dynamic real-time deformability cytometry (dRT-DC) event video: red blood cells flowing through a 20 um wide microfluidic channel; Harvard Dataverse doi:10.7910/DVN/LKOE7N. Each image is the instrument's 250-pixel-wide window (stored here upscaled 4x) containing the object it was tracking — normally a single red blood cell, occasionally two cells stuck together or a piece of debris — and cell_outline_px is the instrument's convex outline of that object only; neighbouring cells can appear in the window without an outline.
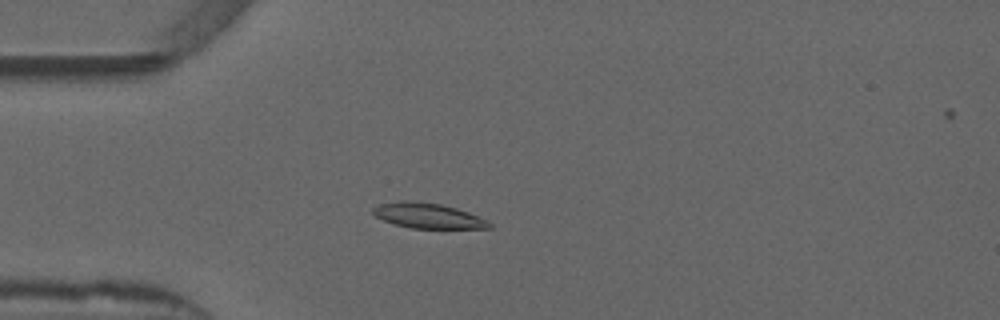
{"species": "common noctule bat (a hibernating species)", "species_latin": "Nyctalus noctula", "temperature_condition": "warm", "stored_images_in_passage": 49, "camera_frame_rate_fps": 3000, "um_per_image_px": 0.085, "animal": {"sex": "male", "forearm_length_mm": 52.5}, "frame": {"image": 1, "passage_image": 10, "time_ms": 3.0, "image_size_px": [1000, 320], "cell_outline_px": [[492, 228], [412, 228], [396, 224], [384, 220], [376, 216], [372, 212], [372, 208], [380, 204], [400, 200], [404, 200], [440, 204], [456, 208], [468, 212], [488, 220], [492, 224]], "centroid_in_image_um": [36.39, 18.33], "position_along_channel_um": 48.6, "area_um2": 16.88}}
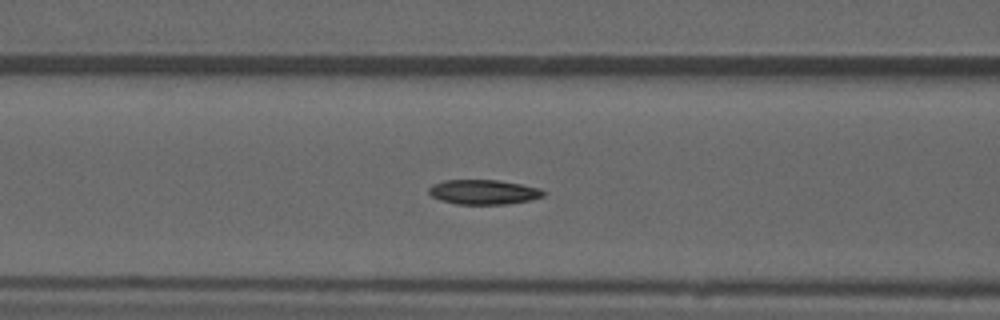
{"frame": {"image": 2, "passage_image": 17, "time_ms": 5.333, "image_size_px": [1000, 320], "cell_outline_px": [[548, 192], [544, 196], [528, 200], [508, 204], [456, 204], [440, 200], [432, 196], [428, 192], [428, 188], [432, 184], [444, 180], [500, 180], [540, 188]], "centroid_in_image_um": [41.1, 16.32], "position_along_channel_um": 125.5, "area_um2": 16.59}}
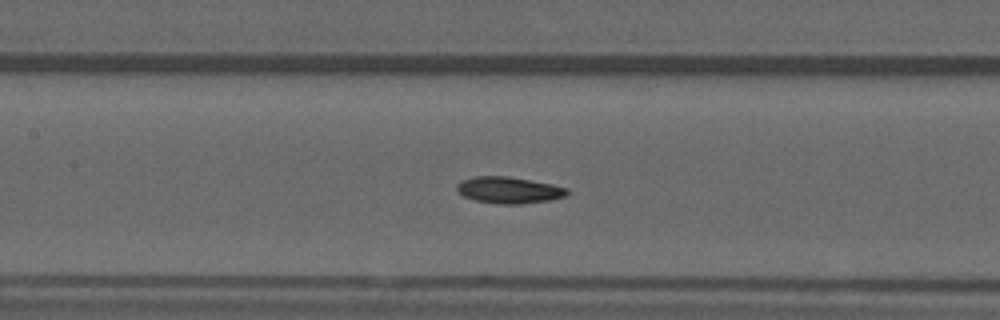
{"frame": {"image": 3, "passage_image": 20, "time_ms": 6.333, "image_size_px": [1000, 320], "cell_outline_px": [[568, 192], [564, 196], [552, 200], [520, 204], [496, 204], [476, 200], [464, 196], [456, 188], [456, 184], [472, 176], [508, 176], [532, 180], [552, 184], [568, 188]], "centroid_in_image_um": [43.27, 16.15], "position_along_channel_um": 164.1, "area_um2": 17.05}, "authors_computed_cell_mechanics": {"area_um2": 16.762, "velocity_mm_per_s": 3.8656, "shape_relaxation_time_tau1_ms": 8.0783, "shape_relaxation_time_tau2_ms": 4.2083, "deformation_change_tau1": 0.1921, "deformation_change_tau2": 0.0933}}